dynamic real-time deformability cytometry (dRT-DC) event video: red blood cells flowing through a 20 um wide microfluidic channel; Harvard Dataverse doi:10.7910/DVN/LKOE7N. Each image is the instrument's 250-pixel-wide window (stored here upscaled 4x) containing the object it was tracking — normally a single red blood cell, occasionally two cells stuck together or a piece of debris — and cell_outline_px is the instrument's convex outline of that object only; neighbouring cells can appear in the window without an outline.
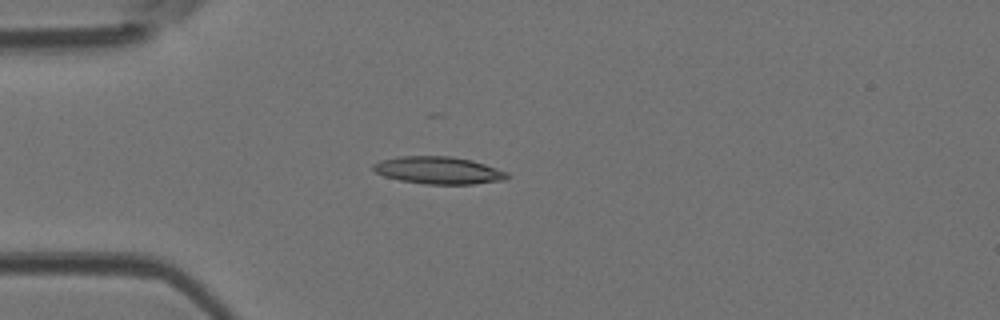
{"species": "Egyptian fruit bat (a non-hibernating species)", "species_latin": "Rousettus aegyptiacus", "temperature_condition": "room temperature", "stored_images_in_passage": 4, "camera_frame_rate_fps": 3000, "um_per_image_px": 0.085, "animal": {"sex": "female"}, "frame": {"image": 1, "passage_image": 4, "time_ms": 1.0, "image_size_px": [1000, 320], "cell_outline_px": [[508, 176], [504, 180], [472, 184], [424, 184], [400, 180], [384, 176], [376, 172], [372, 168], [372, 164], [380, 160], [396, 156], [452, 156], [472, 160], [508, 172]], "centroid_in_image_um": [37.24, 14.47], "position_along_channel_um": 47.8, "area_um2": 21.39}}